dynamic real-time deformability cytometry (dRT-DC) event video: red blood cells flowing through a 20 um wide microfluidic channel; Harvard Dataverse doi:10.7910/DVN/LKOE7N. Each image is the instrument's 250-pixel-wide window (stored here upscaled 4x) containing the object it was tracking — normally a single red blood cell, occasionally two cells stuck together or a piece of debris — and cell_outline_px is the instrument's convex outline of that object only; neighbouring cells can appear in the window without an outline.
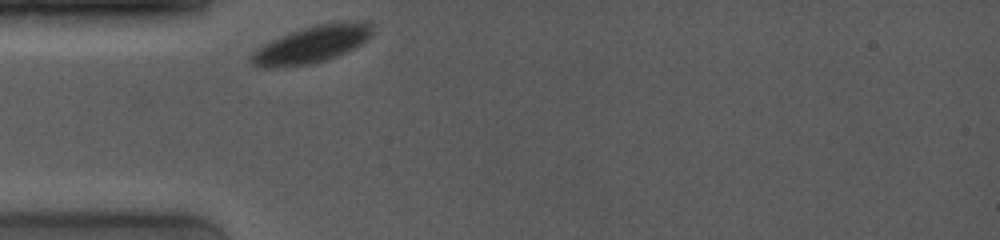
{"species": "common noctule bat (a hibernating species)", "species_latin": "Nyctalus noctula", "temperature_condition": "room temperature", "stored_images_in_passage": 32, "segment_of_instrument_passage": [1, 2], "camera_frame_rate_fps": 4000, "um_per_image_px": 0.085, "animal": {"sex": "female", "body_mass_g": 19.0, "forearm_length_mm": 53.3}, "frame": {"image": 1, "passage_image": 1, "time_ms": 0.0, "image_size_px": [1000, 240], "cell_outline_px": [[372, 32], [360, 44], [336, 56], [324, 60], [308, 64], [268, 68], [260, 68], [252, 64], [248, 56], [252, 52], [264, 44], [272, 40], [292, 32], [316, 24], [348, 20], [372, 24]], "centroid_in_image_um": [26.44, 3.77], "position_along_channel_um": 58.6, "area_um2": 25.61}}
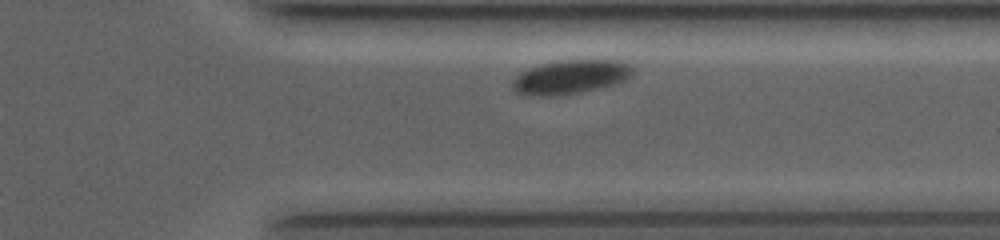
{"frame": {"image": 2, "passage_image": 27, "time_ms": 8.75, "image_size_px": [1000, 240], "cell_outline_px": [[632, 76], [616, 84], [580, 92], [560, 96], [524, 96], [516, 92], [512, 88], [512, 80], [516, 76], [532, 68], [544, 64], [560, 60], [616, 60], [628, 64], [632, 68]], "centroid_in_image_um": [48.48, 6.57], "position_along_channel_um": 362.9, "area_um2": 23.7}}
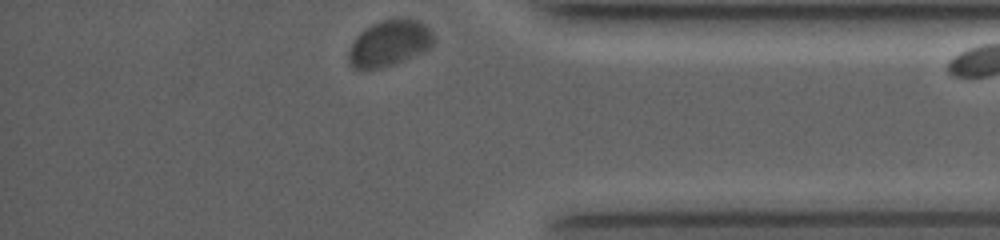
{"frame": {"image": 3, "passage_image": 31, "time_ms": 10.0, "image_size_px": [1000, 240], "cell_outline_px": [[436, 40], [432, 48], [424, 52], [392, 64], [380, 68], [352, 68], [348, 60], [348, 52], [356, 36], [360, 32], [372, 24], [384, 20], [420, 20], [432, 32]], "centroid_in_image_um": [33.12, 3.69], "position_along_channel_um": 402.1, "area_um2": 22.54}}